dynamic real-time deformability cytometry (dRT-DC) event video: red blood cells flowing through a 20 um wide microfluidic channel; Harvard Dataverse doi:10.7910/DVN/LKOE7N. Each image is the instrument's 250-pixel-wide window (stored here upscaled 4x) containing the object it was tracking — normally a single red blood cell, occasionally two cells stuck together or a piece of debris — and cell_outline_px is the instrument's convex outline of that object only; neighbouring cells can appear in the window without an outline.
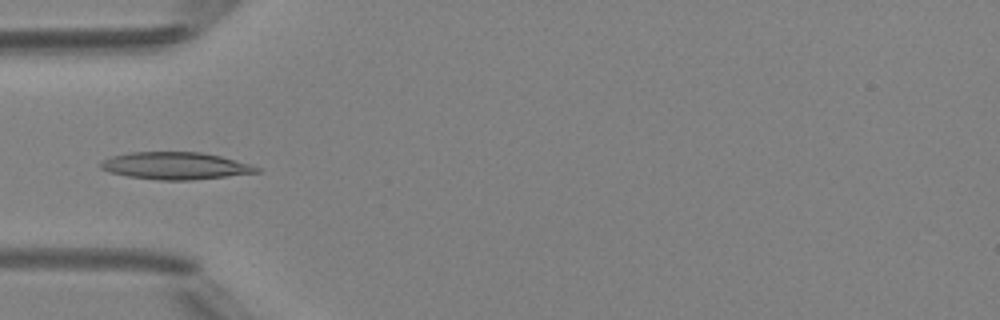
{"species": "Egyptian fruit bat (a non-hibernating species)", "species_latin": "Rousettus aegyptiacus", "temperature_condition": "room temperature", "stored_images_in_passage": 40, "camera_frame_rate_fps": 3000, "um_per_image_px": 0.085, "animal": {"sex": "female"}, "frame": {"image": 1, "passage_image": 16, "time_ms": 5.0, "image_size_px": [1000, 320], "cell_outline_px": [[260, 172], [192, 180], [160, 180], [128, 176], [112, 172], [100, 168], [100, 160], [112, 156], [128, 152], [200, 152], [220, 156], [252, 164], [260, 168]], "centroid_in_image_um": [14.91, 14.08], "position_along_channel_um": 70.1, "area_um2": 24.68}}
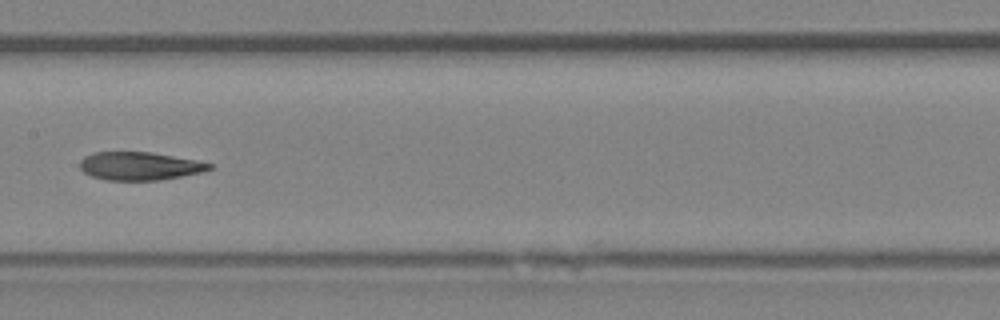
{"frame": {"image": 2, "passage_image": 25, "time_ms": 8.0, "image_size_px": [1000, 320], "cell_outline_px": [[212, 168], [200, 172], [180, 176], [156, 180], [104, 180], [92, 176], [84, 172], [80, 168], [80, 160], [84, 156], [92, 152], [152, 152], [196, 160], [212, 164]], "centroid_in_image_um": [11.82, 14.1], "position_along_channel_um": 195.6, "area_um2": 21.1}}
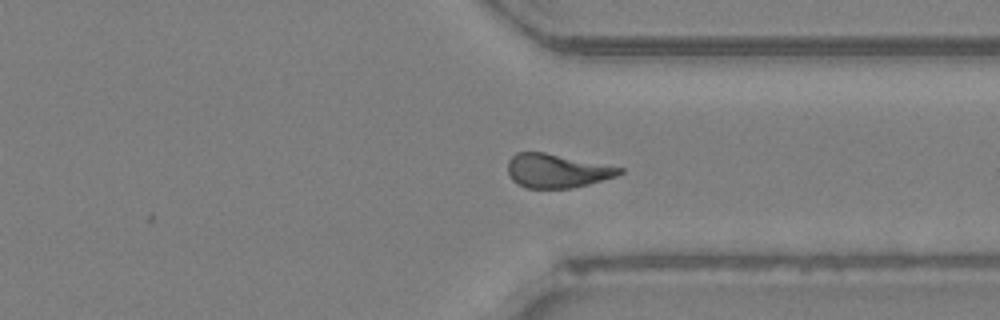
{"frame": {"image": 3, "passage_image": 37, "time_ms": 12.0, "image_size_px": [1000, 320], "cell_outline_px": [[624, 172], [616, 176], [588, 184], [572, 188], [524, 188], [516, 184], [512, 180], [508, 172], [508, 160], [516, 152], [544, 152], [624, 168]], "centroid_in_image_um": [47.31, 14.52], "position_along_channel_um": 364.1, "area_um2": 22.02}, "authors_computed_cell_mechanics": {"area_um2": 22.4264, "velocity_mm_per_s": 4.198, "shape_relaxation_time_tau1_ms": 7.6922, "shape_relaxation_time_tau2_ms": 2.8792, "deformation_change_tau1": 0.2356, "deformation_change_tau2": 0.1136}}